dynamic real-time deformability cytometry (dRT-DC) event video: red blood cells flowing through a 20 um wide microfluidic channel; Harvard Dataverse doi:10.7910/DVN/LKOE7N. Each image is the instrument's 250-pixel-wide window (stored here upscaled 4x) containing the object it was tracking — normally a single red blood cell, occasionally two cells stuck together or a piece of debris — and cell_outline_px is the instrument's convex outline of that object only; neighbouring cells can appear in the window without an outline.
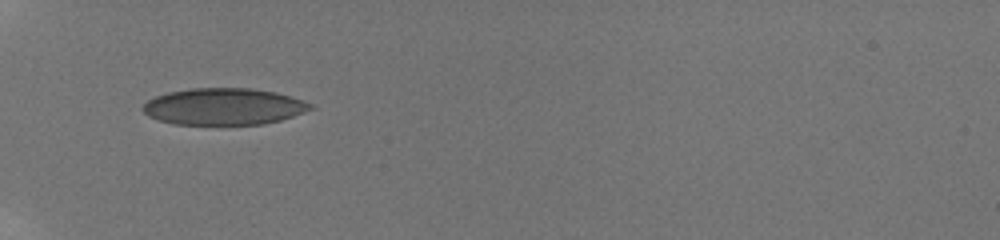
{"species": "human", "species_latin": "Homo sapiens", "temperature_condition": "room temperature", "stored_images_in_passage": 34, "camera_frame_rate_fps": 3000, "um_per_image_px": 0.085, "donor": {"sex": "male"}, "frame": {"image": 1, "passage_image": 1, "time_ms": 0.0, "image_size_px": [1000, 240], "cell_outline_px": [[316, 108], [280, 120], [264, 124], [172, 124], [148, 116], [144, 112], [144, 104], [148, 100], [156, 96], [168, 92], [192, 88], [252, 88], [276, 92], [312, 104]], "centroid_in_image_um": [19.02, 9.05], "position_along_channel_um": 66.0, "area_um2": 35.6}}
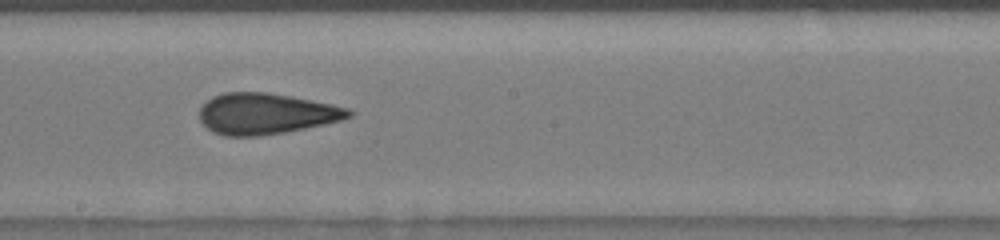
{"frame": {"image": 2, "passage_image": 14, "time_ms": 4.333, "image_size_px": [1000, 240], "cell_outline_px": [[356, 112], [352, 116], [340, 120], [324, 124], [284, 132], [260, 136], [224, 136], [212, 132], [200, 120], [200, 104], [212, 96], [224, 92], [268, 92], [292, 96], [352, 108]], "centroid_in_image_um": [22.61, 9.65], "position_along_channel_um": 225.6, "area_um2": 36.01}}
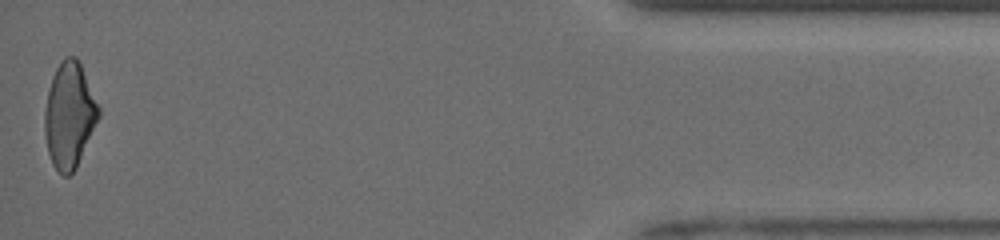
{"frame": {"image": 3, "passage_image": 34, "time_ms": 11.0, "image_size_px": [1000, 240], "cell_outline_px": [[100, 116], [76, 168], [68, 176], [64, 176], [52, 164], [48, 152], [44, 132], [44, 112], [48, 88], [52, 76], [56, 68], [64, 56], [76, 56], [80, 64], [100, 108]], "centroid_in_image_um": [5.88, 9.79], "position_along_channel_um": 429.3, "area_um2": 33.12}, "authors_computed_cell_mechanics": {"area_um2": 35.3736, "velocity_mm_per_s": 3.9937, "shape_relaxation_time_tau1_ms": 9.774, "shape_relaxation_time_tau2_ms": 1.3228, "deformation_change_tau1": 0.1972, "deformation_change_tau2": 0.0902}}